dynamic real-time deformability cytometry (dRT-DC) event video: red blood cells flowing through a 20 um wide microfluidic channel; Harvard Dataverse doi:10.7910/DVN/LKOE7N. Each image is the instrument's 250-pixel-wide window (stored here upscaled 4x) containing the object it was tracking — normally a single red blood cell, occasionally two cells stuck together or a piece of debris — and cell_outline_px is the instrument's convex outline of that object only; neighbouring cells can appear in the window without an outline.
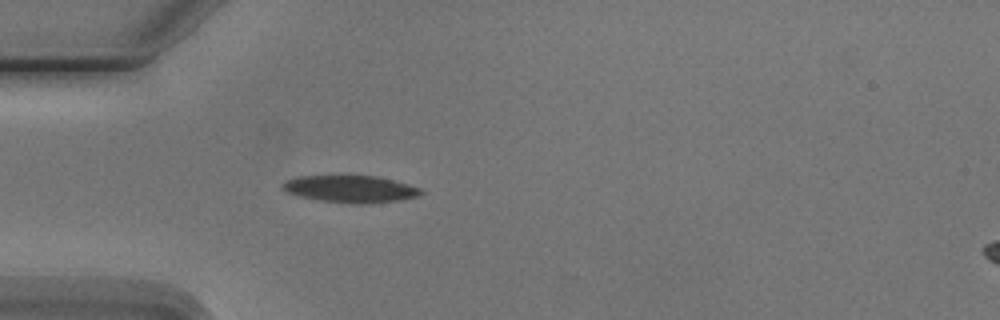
{"species": "Egyptian fruit bat (a non-hibernating species)", "species_latin": "Rousettus aegyptiacus", "temperature_condition": "cold", "stored_images_in_passage": 5, "camera_frame_rate_fps": 3000, "um_per_image_px": 0.085, "animal": {"sex": "male"}, "frame": {"image": 1, "passage_image": 5, "time_ms": 4.667, "image_size_px": [1000, 320], "cell_outline_px": [[424, 192], [420, 196], [400, 200], [368, 204], [352, 204], [320, 200], [300, 196], [288, 192], [280, 188], [280, 184], [288, 180], [300, 176], [376, 176], [408, 184], [420, 188]], "centroid_in_image_um": [29.82, 16.07], "position_along_channel_um": 55.2, "area_um2": 21.79}}